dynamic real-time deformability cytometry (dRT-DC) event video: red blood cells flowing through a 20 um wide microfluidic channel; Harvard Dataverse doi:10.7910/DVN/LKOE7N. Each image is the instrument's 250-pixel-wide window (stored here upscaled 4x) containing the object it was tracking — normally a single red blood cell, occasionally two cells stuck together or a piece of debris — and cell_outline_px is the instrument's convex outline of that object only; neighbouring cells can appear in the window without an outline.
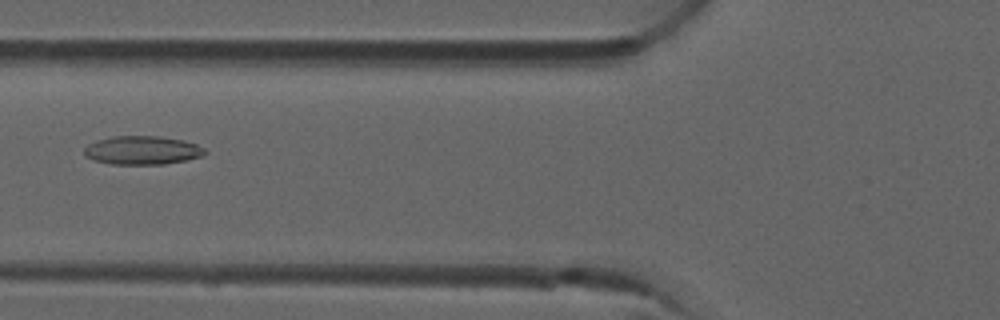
{"species": "common noctule bat (a hibernating species)", "species_latin": "Nyctalus noctula", "temperature_condition": "room temperature", "stored_images_in_passage": 5, "camera_frame_rate_fps": 3000, "um_per_image_px": 0.085, "animal": {"sex": "male", "forearm_length_mm": 52.5}, "frame": {"image": 1, "passage_image": 4, "time_ms": 1.0, "image_size_px": [1000, 320], "cell_outline_px": [[208, 152], [200, 156], [184, 160], [164, 164], [112, 164], [92, 160], [84, 156], [84, 148], [88, 144], [112, 136], [160, 136], [184, 140], [196, 144], [204, 148]], "centroid_in_image_um": [12.08, 12.77], "position_along_channel_um": 113.7, "area_um2": 20.06}}
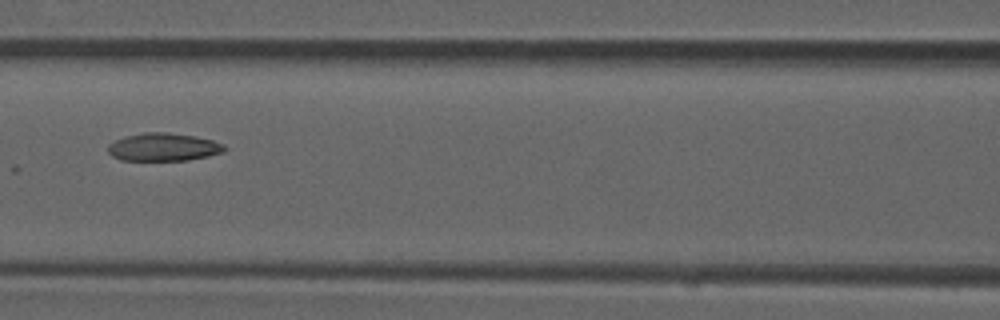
{"frame": {"image": 2, "passage_image": 5, "time_ms": 1.333, "image_size_px": [1000, 320], "cell_outline_px": [[228, 148], [224, 152], [208, 156], [188, 160], [120, 160], [112, 156], [108, 152], [108, 144], [116, 140], [128, 136], [144, 132], [168, 132], [196, 136], [212, 140], [224, 144]], "centroid_in_image_um": [13.92, 12.5], "position_along_channel_um": 152.7, "area_um2": 19.02}}